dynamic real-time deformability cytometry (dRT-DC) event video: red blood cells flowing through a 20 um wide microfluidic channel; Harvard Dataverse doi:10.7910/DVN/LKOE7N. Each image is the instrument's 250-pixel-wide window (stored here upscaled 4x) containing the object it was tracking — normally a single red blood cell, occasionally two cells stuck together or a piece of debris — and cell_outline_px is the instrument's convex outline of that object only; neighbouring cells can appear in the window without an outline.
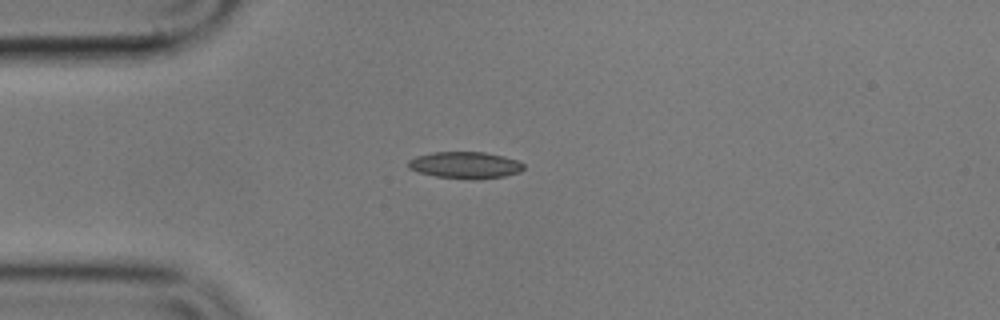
{"species": "common noctule bat (a hibernating species)", "species_latin": "Nyctalus noctula", "temperature_condition": "cold", "stored_images_in_passage": 42, "camera_frame_rate_fps": 3000, "um_per_image_px": 0.085, "animal": {"sex": "male", "body_mass_g": 17.9}, "frame": {"image": 1, "passage_image": 1, "time_ms": 0.0, "image_size_px": [1000, 320], "cell_outline_px": [[524, 168], [520, 172], [504, 176], [436, 176], [420, 172], [408, 168], [408, 160], [416, 156], [432, 152], [484, 152], [504, 156], [520, 160], [524, 164]], "centroid_in_image_um": [39.55, 13.97], "position_along_channel_um": 45.5, "area_um2": 17.11}}
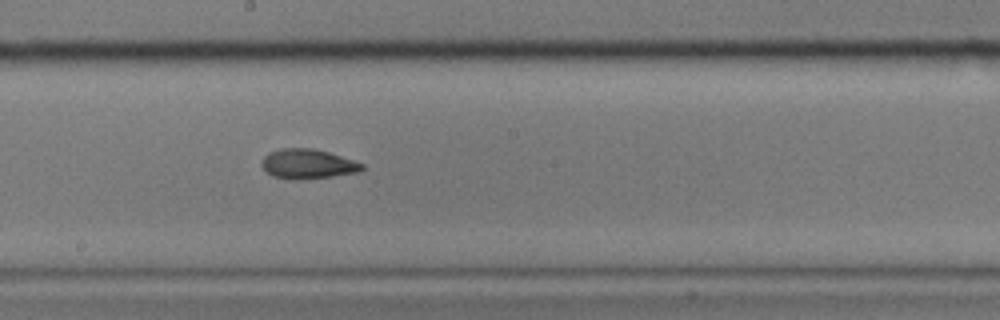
{"frame": {"image": 2, "passage_image": 17, "time_ms": 5.333, "image_size_px": [1000, 320], "cell_outline_px": [[364, 168], [360, 172], [332, 176], [296, 180], [292, 180], [272, 176], [260, 164], [264, 156], [268, 152], [280, 148], [312, 148], [328, 152], [364, 164]], "centroid_in_image_um": [26.13, 13.93], "position_along_channel_um": 222.1, "area_um2": 17.34}}
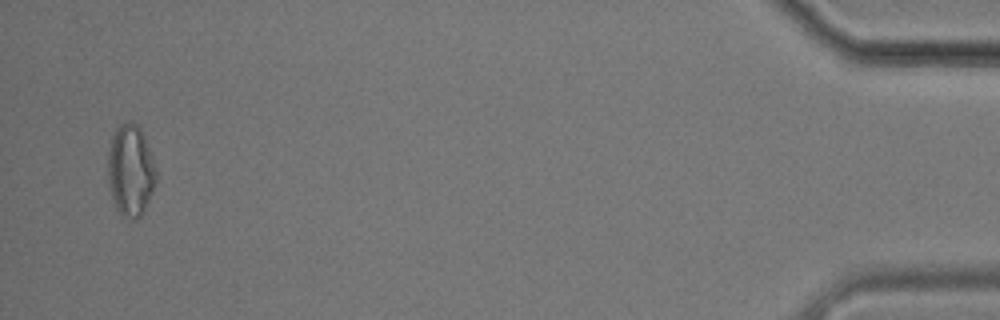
{"frame": {"image": 3, "passage_image": 41, "time_ms": 13.333, "image_size_px": [1000, 320], "cell_outline_px": [[156, 184], [144, 212], [140, 216], [132, 220], [128, 220], [116, 208], [112, 196], [108, 176], [108, 152], [112, 136], [116, 128], [120, 124], [128, 120], [132, 120], [140, 124], [156, 168]], "centroid_in_image_um": [11.12, 14.45], "position_along_channel_um": 424.1, "area_um2": 26.01}, "authors_computed_cell_mechanics": {"area_um2": 17.918, "velocity_mm_per_s": 3.5845, "shape_relaxation_time_tau1_ms": 9.9983, "shape_relaxation_time_tau2_ms": 2.4411, "deformation_change_tau1": 0.1889, "deformation_change_tau2": 0.0831}}